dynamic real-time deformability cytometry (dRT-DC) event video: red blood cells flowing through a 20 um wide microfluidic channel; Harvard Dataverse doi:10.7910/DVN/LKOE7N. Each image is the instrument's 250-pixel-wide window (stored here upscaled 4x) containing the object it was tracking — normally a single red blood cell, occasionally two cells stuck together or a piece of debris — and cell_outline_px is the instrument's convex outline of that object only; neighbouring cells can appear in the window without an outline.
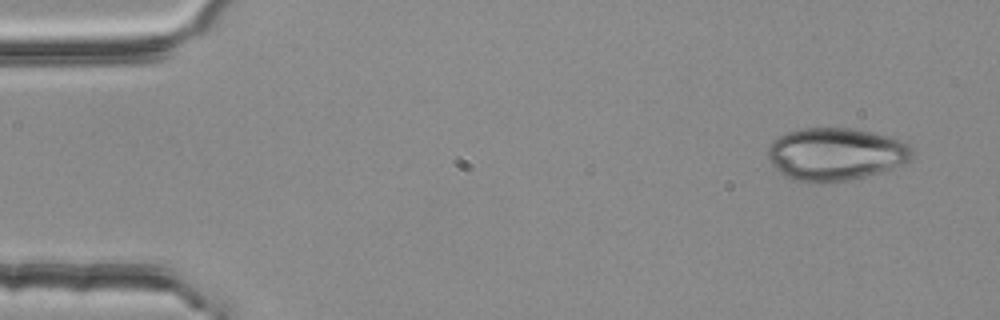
{"species": "common noctule bat (a hibernating species)", "species_latin": "Nyctalus noctula", "temperature_condition": "room temperature", "stored_images_in_passage": 3, "segment_of_instrument_passage": [2, 2], "camera_frame_rate_fps": 3000, "um_per_image_px": 0.085, "animal": {"sex": "female", "body_mass_g": 25.1}, "frame": {"image": 1, "passage_image": 3, "time_ms": 0.667, "image_size_px": [1000, 320], "cell_outline_px": [[916, 152], [908, 160], [888, 168], [864, 176], [848, 180], [820, 184], [792, 180], [780, 172], [772, 164], [768, 156], [768, 148], [780, 136], [788, 132], [804, 128], [852, 128], [872, 132], [888, 136], [900, 140], [908, 144]], "centroid_in_image_um": [71.01, 13.1], "position_along_channel_um": 14.0, "area_um2": 43.87}}